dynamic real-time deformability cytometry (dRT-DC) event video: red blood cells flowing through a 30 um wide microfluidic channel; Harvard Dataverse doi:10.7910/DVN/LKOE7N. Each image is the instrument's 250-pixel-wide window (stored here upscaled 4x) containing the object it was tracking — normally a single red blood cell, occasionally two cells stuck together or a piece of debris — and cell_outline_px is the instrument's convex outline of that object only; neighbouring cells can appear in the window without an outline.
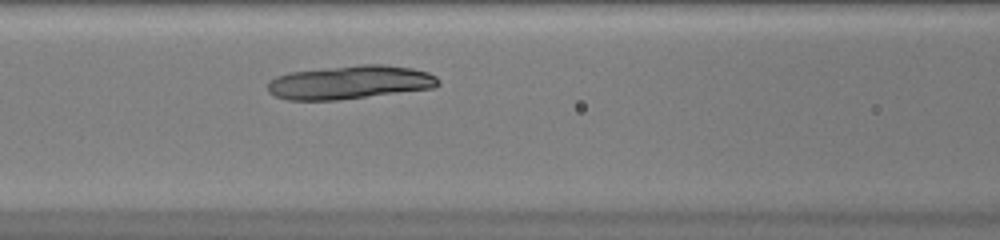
{"species": "common noctule bat (a hibernating species)", "species_latin": "Nyctalus noctula", "temperature_condition": "warm", "stored_images_in_passage": 30, "camera_frame_rate_fps": 3000, "um_per_image_px": 0.085, "animal": {"sex": "female", "body_mass_g": 20.0, "forearm_length_mm": 54.0}, "frame": {"image": 1, "passage_image": 9, "time_ms": 2.667, "image_size_px": [1000, 240], "cell_outline_px": [[440, 84], [436, 88], [340, 100], [288, 100], [276, 96], [268, 92], [268, 84], [276, 76], [288, 72], [360, 64], [384, 64], [412, 68], [428, 72], [436, 76], [440, 80]], "centroid_in_image_um": [29.79, 7.0], "position_along_channel_um": 136.8, "area_um2": 33.7}}
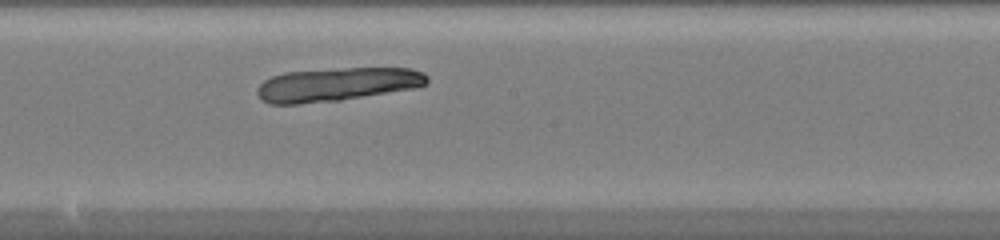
{"frame": {"image": 2, "passage_image": 15, "time_ms": 4.667, "image_size_px": [1000, 240], "cell_outline_px": [[428, 84], [416, 88], [340, 100], [300, 104], [268, 104], [260, 100], [256, 92], [256, 88], [264, 80], [272, 76], [284, 72], [344, 68], [412, 68], [424, 72], [428, 76]], "centroid_in_image_um": [28.64, 7.18], "position_along_channel_um": 219.6, "area_um2": 33.52}}
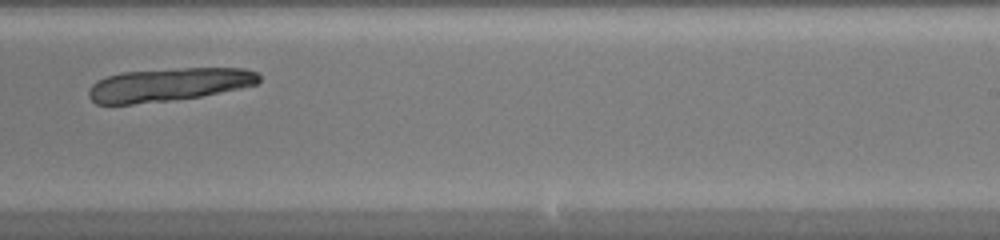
{"frame": {"image": 3, "passage_image": 19, "time_ms": 6.0, "image_size_px": [1000, 240], "cell_outline_px": [[260, 80], [256, 84], [240, 88], [200, 96], [168, 100], [132, 104], [96, 104], [88, 96], [88, 88], [92, 84], [108, 76], [120, 72], [184, 68], [244, 68], [256, 72], [260, 76]], "centroid_in_image_um": [14.32, 7.19], "position_along_channel_um": 274.7, "area_um2": 32.71}}